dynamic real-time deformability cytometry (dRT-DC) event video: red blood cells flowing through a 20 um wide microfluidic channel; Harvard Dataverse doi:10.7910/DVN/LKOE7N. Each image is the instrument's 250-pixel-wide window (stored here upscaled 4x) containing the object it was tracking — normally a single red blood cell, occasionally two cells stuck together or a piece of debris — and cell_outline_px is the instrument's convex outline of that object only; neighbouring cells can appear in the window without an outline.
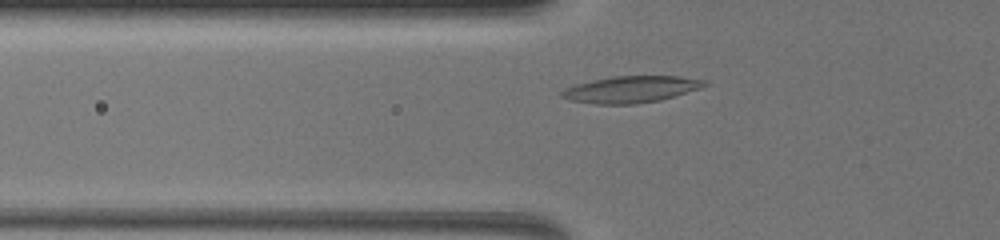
{"species": "common noctule bat (a hibernating species)", "species_latin": "Nyctalus noctula", "temperature_condition": "warm", "stored_images_in_passage": 46, "camera_frame_rate_fps": 3000, "um_per_image_px": 0.085, "animal": {"sex": "female", "body_mass_g": 19.5, "forearm_length_mm": 54.1}, "frame": {"image": 1, "passage_image": 11, "time_ms": 3.0, "image_size_px": [1000, 240], "cell_outline_px": [[712, 84], [700, 88], [660, 100], [636, 104], [596, 104], [568, 100], [560, 96], [560, 92], [564, 88], [576, 84], [592, 80], [612, 76], [680, 76], [708, 80]], "centroid_in_image_um": [53.65, 7.59], "position_along_channel_um": 72.2, "area_um2": 22.37}}
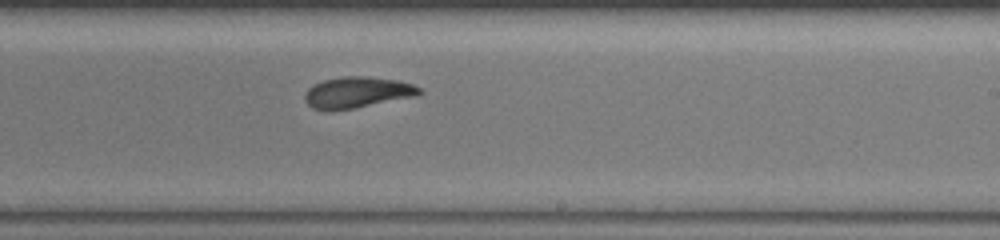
{"frame": {"image": 2, "passage_image": 30, "time_ms": 7.667, "image_size_px": [1000, 240], "cell_outline_px": [[424, 92], [416, 96], [356, 108], [332, 112], [328, 112], [312, 108], [304, 100], [304, 96], [308, 88], [312, 84], [324, 80], [344, 76], [368, 76], [396, 80], [412, 84], [420, 88]], "centroid_in_image_um": [30.33, 7.87], "position_along_channel_um": 258.7, "area_um2": 21.15}}
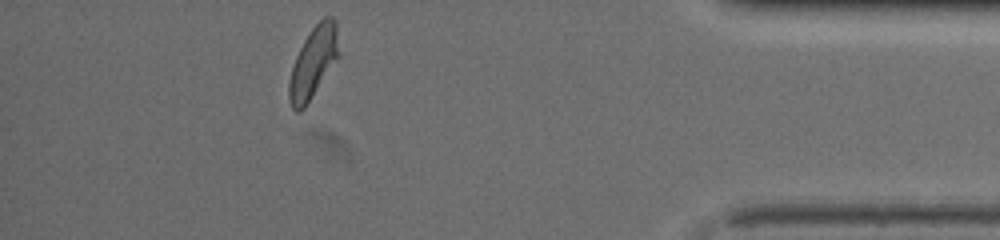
{"frame": {"image": 3, "passage_image": 41, "time_ms": 12.333, "image_size_px": [1000, 240], "cell_outline_px": [[340, 56], [304, 108], [300, 112], [296, 112], [292, 108], [288, 100], [288, 84], [292, 68], [296, 56], [304, 40], [312, 28], [324, 16], [332, 16], [336, 20]], "centroid_in_image_um": [26.64, 5.3], "position_along_channel_um": 408.6, "area_um2": 20.75}, "authors_computed_cell_mechanics": {"area_um2": 20.4612, "velocity_mm_per_s": 4.0318, "shape_relaxation_time_tau1_ms": 4.8578, "shape_relaxation_time_tau2_ms": 5.8509, "deformation_change_tau1": 0.1889, "deformation_change_tau2": 0.1333}}